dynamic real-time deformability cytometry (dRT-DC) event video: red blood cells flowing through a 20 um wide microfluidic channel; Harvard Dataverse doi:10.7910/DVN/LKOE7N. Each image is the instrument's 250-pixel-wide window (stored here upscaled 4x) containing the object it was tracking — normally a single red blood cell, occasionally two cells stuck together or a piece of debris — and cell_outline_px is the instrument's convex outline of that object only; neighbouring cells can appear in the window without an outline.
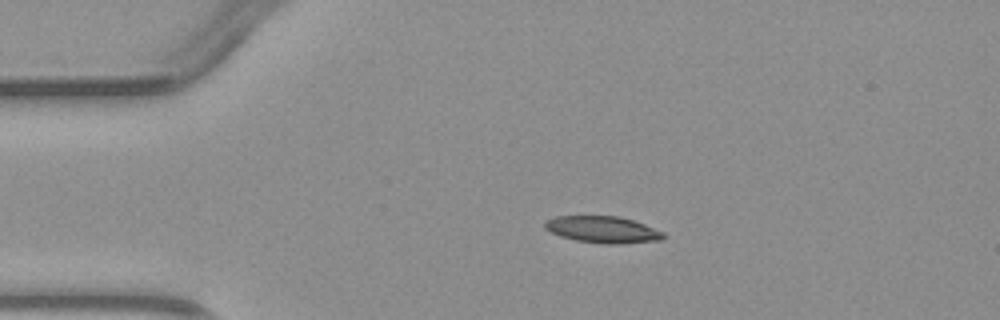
{"species": "common noctule bat (a hibernating species)", "species_latin": "Nyctalus noctula", "temperature_condition": "warm", "stored_images_in_passage": 3, "camera_frame_rate_fps": 3000, "um_per_image_px": 0.085, "animal": {"sex": "male", "body_mass_g": 23.1, "forearm_length_mm": 52.7}, "frame": {"image": 1, "passage_image": 2, "time_ms": 1.0, "image_size_px": [1000, 320], "cell_outline_px": [[664, 236], [660, 240], [620, 244], [604, 244], [576, 240], [560, 236], [544, 228], [544, 224], [548, 220], [556, 216], [620, 216], [644, 224], [664, 232]], "centroid_in_image_um": [51.23, 19.51], "position_along_channel_um": 33.8, "area_um2": 18.32}}